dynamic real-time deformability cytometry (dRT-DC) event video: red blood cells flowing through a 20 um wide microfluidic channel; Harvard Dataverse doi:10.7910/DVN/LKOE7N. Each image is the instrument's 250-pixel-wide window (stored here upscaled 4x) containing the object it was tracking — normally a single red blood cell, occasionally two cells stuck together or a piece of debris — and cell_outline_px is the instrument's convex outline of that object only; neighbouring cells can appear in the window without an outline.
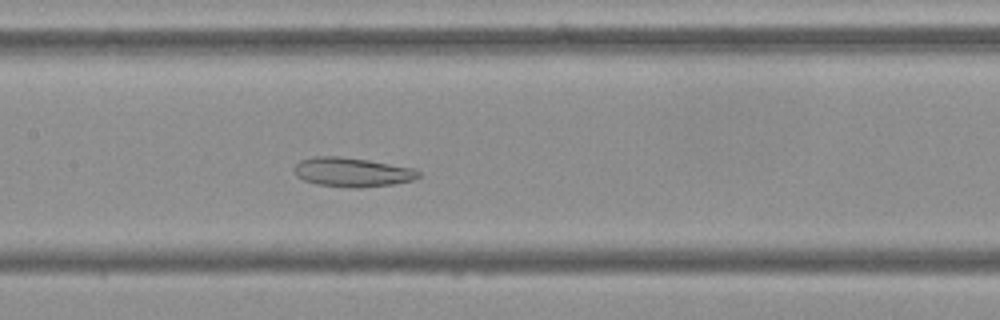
{"species": "Egyptian fruit bat (a non-hibernating species)", "species_latin": "Rousettus aegyptiacus", "temperature_condition": "cold", "stored_images_in_passage": 56, "camera_frame_rate_fps": 3000, "um_per_image_px": 0.085, "frame": {"image": 1, "passage_image": 27, "time_ms": 8.667, "image_size_px": [1000, 320], "cell_outline_px": [[420, 176], [412, 180], [392, 184], [360, 188], [356, 188], [316, 184], [304, 180], [296, 176], [292, 168], [300, 160], [312, 156], [340, 156], [368, 160], [412, 168], [420, 172]], "centroid_in_image_um": [29.88, 14.63], "position_along_channel_um": 177.5, "area_um2": 21.15}}
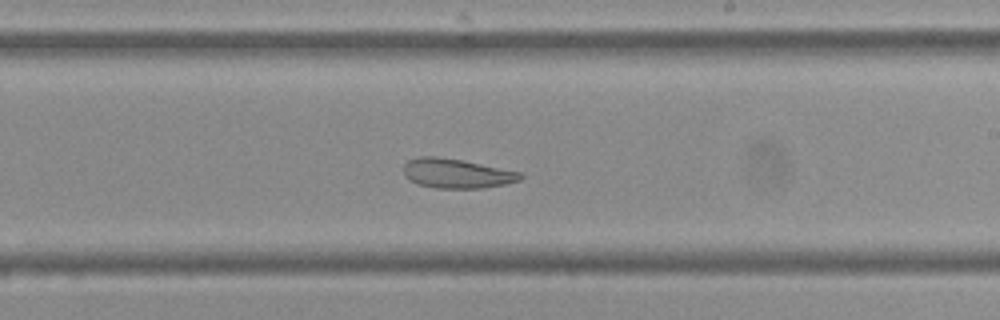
{"frame": {"image": 2, "passage_image": 33, "time_ms": 10.667, "image_size_px": [1000, 320], "cell_outline_px": [[524, 176], [520, 180], [504, 184], [484, 188], [436, 188], [416, 184], [408, 180], [404, 176], [404, 164], [408, 160], [416, 156], [436, 156], [460, 160], [524, 172]], "centroid_in_image_um": [38.8, 14.74], "position_along_channel_um": 250.2, "area_um2": 20.29}}
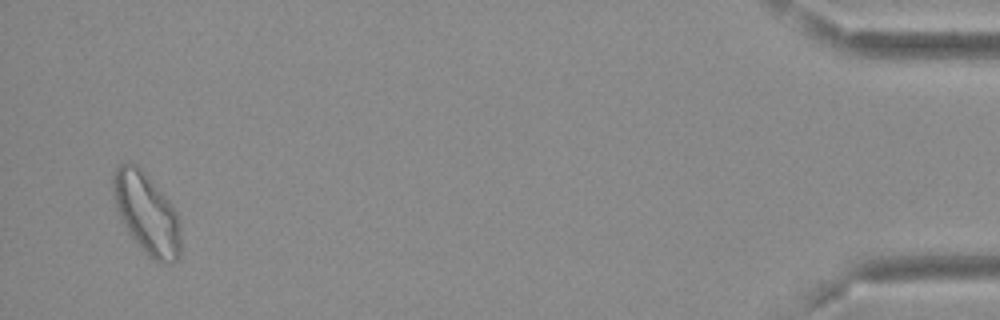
{"frame": {"image": 3, "passage_image": 54, "time_ms": 17.667, "image_size_px": [1000, 320], "cell_outline_px": [[180, 256], [172, 264], [164, 264], [148, 256], [128, 232], [120, 220], [116, 208], [112, 192], [112, 176], [116, 168], [120, 164], [128, 160], [132, 160], [144, 172], [172, 204], [180, 220]], "centroid_in_image_um": [12.45, 18.12], "position_along_channel_um": 422.8, "area_um2": 32.19}, "authors_computed_cell_mechanics": {"area_um2": 26.7036, "velocity_mm_per_s": 3.6481, "shape_relaxation_time_tau1_ms": null, "shape_relaxation_time_tau2_ms": 2.9261, "deformation_change_tau1": null, "deformation_change_tau2": 0.1045}}